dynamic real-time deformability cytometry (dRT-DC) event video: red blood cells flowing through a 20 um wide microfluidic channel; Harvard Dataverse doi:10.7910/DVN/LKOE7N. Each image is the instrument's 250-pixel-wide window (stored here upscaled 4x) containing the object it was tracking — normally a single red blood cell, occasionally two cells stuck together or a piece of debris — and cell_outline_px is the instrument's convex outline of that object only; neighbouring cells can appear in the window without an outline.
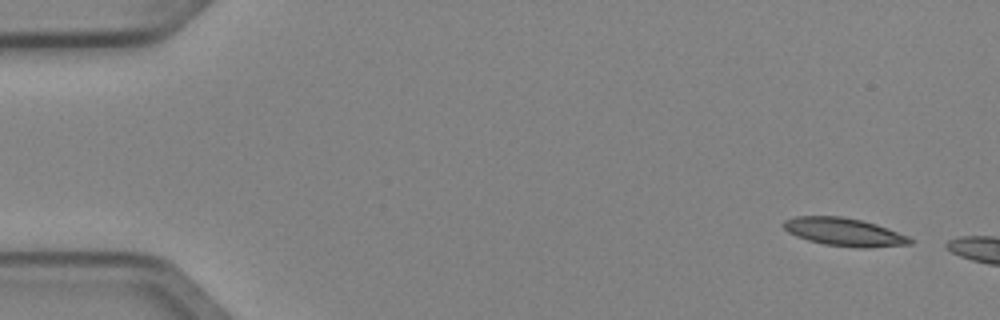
{"species": "Egyptian fruit bat (a non-hibernating species)", "species_latin": "Rousettus aegyptiacus", "temperature_condition": "cold", "stored_images_in_passage": 6, "camera_frame_rate_fps": 3000, "um_per_image_px": 0.085, "animal": {"sex": "female"}, "frame": {"image": 1, "passage_image": 1, "time_ms": 0.0, "image_size_px": [1000, 320], "cell_outline_px": [[912, 244], [868, 248], [860, 248], [824, 244], [808, 240], [796, 236], [788, 232], [784, 228], [784, 220], [796, 216], [840, 216], [860, 220], [876, 224], [888, 228], [908, 236], [912, 240]], "centroid_in_image_um": [71.76, 19.72], "position_along_channel_um": 13.2, "area_um2": 20.58}}
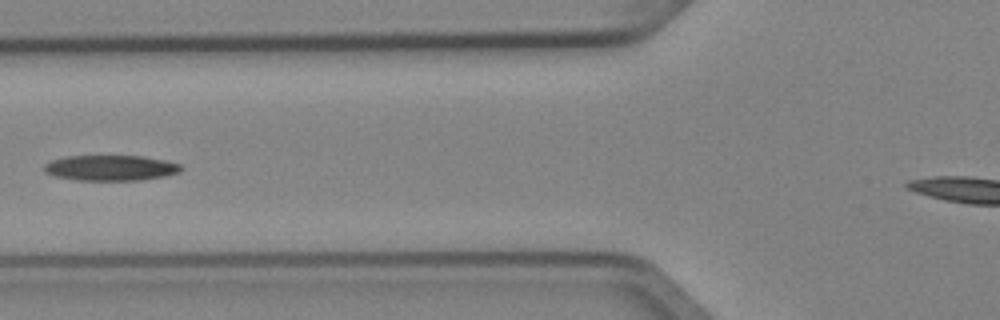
{"frame": {"image": 2, "passage_image": 5, "time_ms": 1.333, "image_size_px": [1000, 320], "cell_outline_px": [[184, 168], [180, 172], [164, 176], [140, 180], [76, 180], [52, 176], [44, 172], [44, 164], [52, 160], [68, 156], [140, 156], [164, 160], [180, 164]], "centroid_in_image_um": [9.39, 14.27], "position_along_channel_um": 116.4, "area_um2": 20.35}}
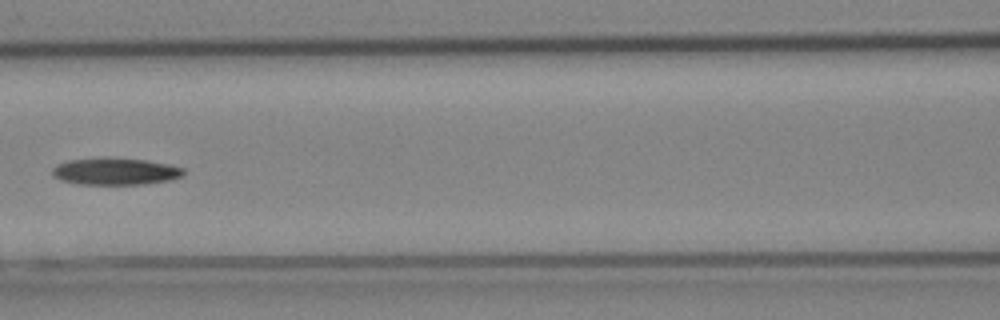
{"frame": {"image": 3, "passage_image": 6, "time_ms": 1.667, "image_size_px": [1000, 320], "cell_outline_px": [[184, 176], [168, 180], [144, 184], [76, 184], [60, 180], [52, 176], [52, 168], [56, 164], [68, 160], [104, 156], [144, 160], [168, 164], [184, 168]], "centroid_in_image_um": [9.75, 14.55], "position_along_channel_um": 156.9, "area_um2": 20.98}}